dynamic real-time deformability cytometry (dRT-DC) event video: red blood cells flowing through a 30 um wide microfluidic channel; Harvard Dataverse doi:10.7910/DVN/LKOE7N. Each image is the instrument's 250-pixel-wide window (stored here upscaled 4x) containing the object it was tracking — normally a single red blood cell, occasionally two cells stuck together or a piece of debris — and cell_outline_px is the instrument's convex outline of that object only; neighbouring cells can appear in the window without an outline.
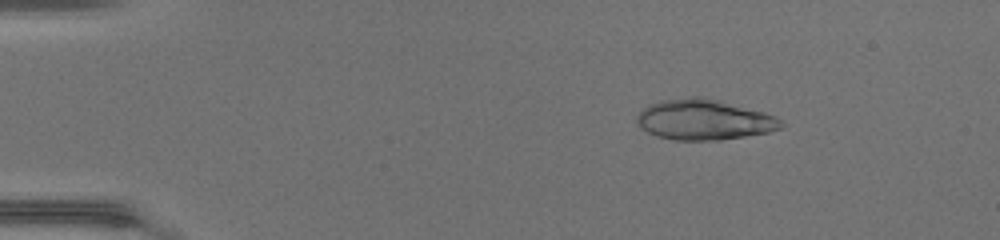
{"species": "common noctule bat (a hibernating species)", "species_latin": "Nyctalus noctula", "temperature_condition": "warm", "stored_images_in_passage": 48, "camera_frame_rate_fps": 3000, "um_per_image_px": 0.085, "animal": {"sex": "female", "body_mass_g": 17.0, "forearm_length_mm": 48.0}, "frame": {"image": 1, "passage_image": 8, "time_ms": 2.333, "image_size_px": [1000, 240], "cell_outline_px": [[784, 124], [780, 128], [768, 132], [720, 140], [676, 140], [656, 136], [648, 132], [636, 120], [636, 116], [648, 104], [664, 100], [688, 96], [700, 96], [720, 100], [764, 112], [776, 116]], "centroid_in_image_um": [59.85, 10.16], "position_along_channel_um": 25.1, "area_um2": 33.87}}